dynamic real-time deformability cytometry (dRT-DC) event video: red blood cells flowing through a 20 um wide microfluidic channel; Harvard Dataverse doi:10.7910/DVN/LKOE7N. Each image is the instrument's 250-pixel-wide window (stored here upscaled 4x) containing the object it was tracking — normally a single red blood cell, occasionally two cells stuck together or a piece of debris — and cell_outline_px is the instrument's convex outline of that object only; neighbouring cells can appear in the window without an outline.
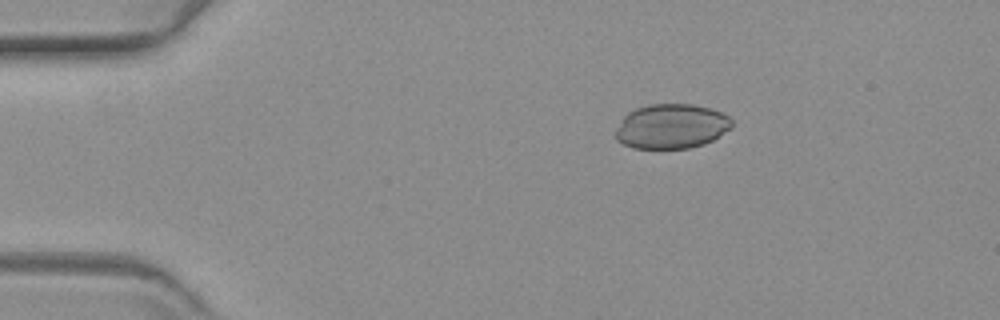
{"species": "common noctule bat (a hibernating species)", "species_latin": "Nyctalus noctula", "temperature_condition": "warm", "stored_images_in_passage": 48, "camera_frame_rate_fps": 3000, "um_per_image_px": 0.085, "animal": {"sex": "female", "body_mass_g": 19.3, "forearm_length_mm": 54.1}, "frame": {"image": 1, "passage_image": 1, "time_ms": 0.0, "image_size_px": [1000, 320], "cell_outline_px": [[732, 128], [712, 140], [704, 144], [688, 148], [632, 148], [616, 140], [616, 128], [624, 116], [628, 112], [636, 108], [648, 104], [692, 104], [708, 108], [720, 112], [728, 116], [732, 120]], "centroid_in_image_um": [57.06, 10.74], "position_along_channel_um": 27.9, "area_um2": 30.23}}
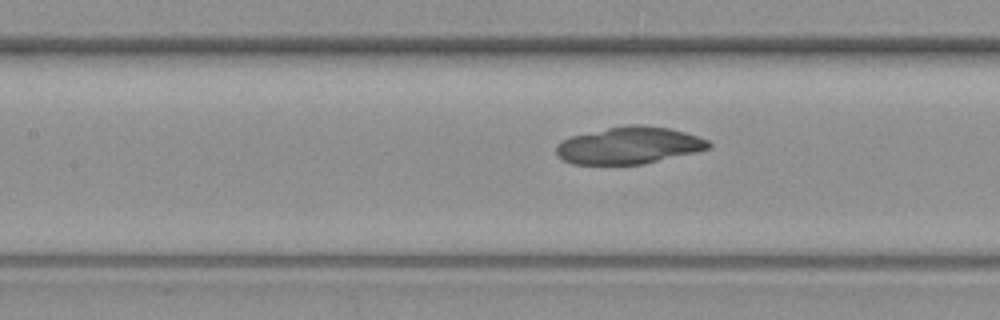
{"frame": {"image": 2, "passage_image": 17, "time_ms": 5.333, "image_size_px": [1000, 320], "cell_outline_px": [[712, 148], [696, 152], [644, 164], [572, 164], [564, 160], [556, 152], [556, 144], [572, 136], [608, 128], [628, 124], [644, 124], [668, 128], [684, 132], [708, 140], [712, 144]], "centroid_in_image_um": [53.51, 12.36], "position_along_channel_um": 153.9, "area_um2": 32.77}}
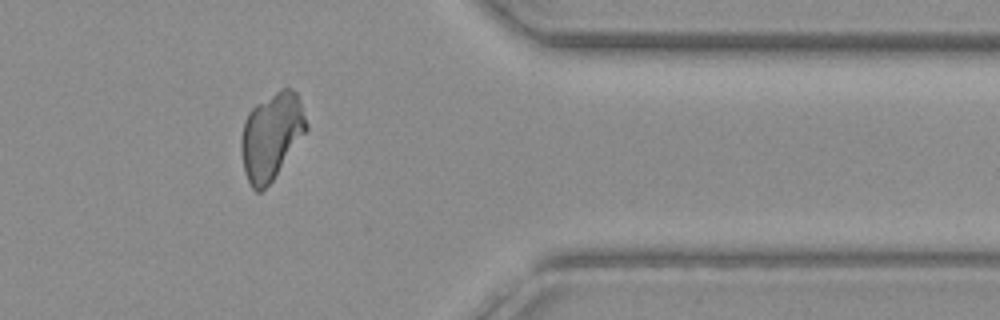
{"frame": {"image": 3, "passage_image": 38, "time_ms": 12.333, "image_size_px": [1000, 320], "cell_outline_px": [[308, 128], [272, 180], [260, 192], [256, 192], [252, 188], [244, 172], [240, 148], [240, 136], [244, 120], [248, 112], [256, 104], [276, 92], [284, 88], [292, 88], [296, 92], [300, 100], [308, 124]], "centroid_in_image_um": [23.04, 11.56], "position_along_channel_um": 388.4, "area_um2": 32.66}}